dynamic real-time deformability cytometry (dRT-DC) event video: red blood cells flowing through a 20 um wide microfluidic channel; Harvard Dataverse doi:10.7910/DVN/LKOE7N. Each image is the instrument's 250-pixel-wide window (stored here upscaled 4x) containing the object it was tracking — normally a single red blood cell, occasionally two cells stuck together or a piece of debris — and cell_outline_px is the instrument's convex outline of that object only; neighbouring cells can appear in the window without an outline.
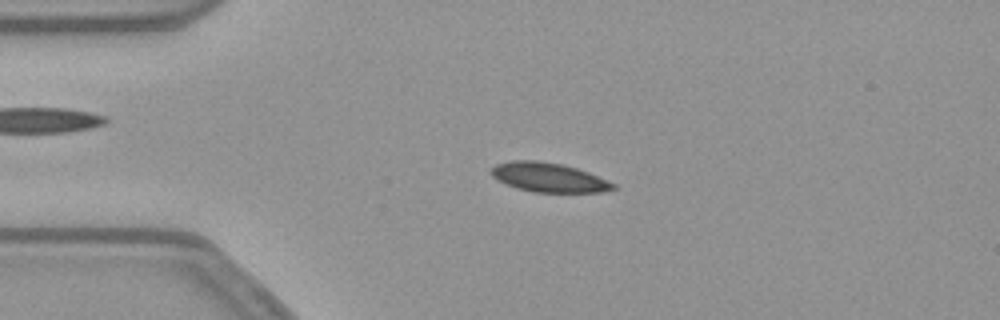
{"species": "common noctule bat (a hibernating species)", "species_latin": "Nyctalus noctula", "temperature_condition": "warm", "stored_images_in_passage": 54, "camera_frame_rate_fps": 3000, "um_per_image_px": 0.085, "animal": {"sex": "female", "body_mass_g": 21.9}, "frame": {"image": 1, "passage_image": 12, "time_ms": 3.667, "image_size_px": [1000, 320], "cell_outline_px": [[616, 188], [600, 192], [532, 192], [516, 188], [496, 180], [488, 172], [496, 164], [512, 160], [536, 160], [560, 164], [576, 168], [588, 172], [616, 184]], "centroid_in_image_um": [46.59, 15.08], "position_along_channel_um": 38.4, "area_um2": 20.81}}
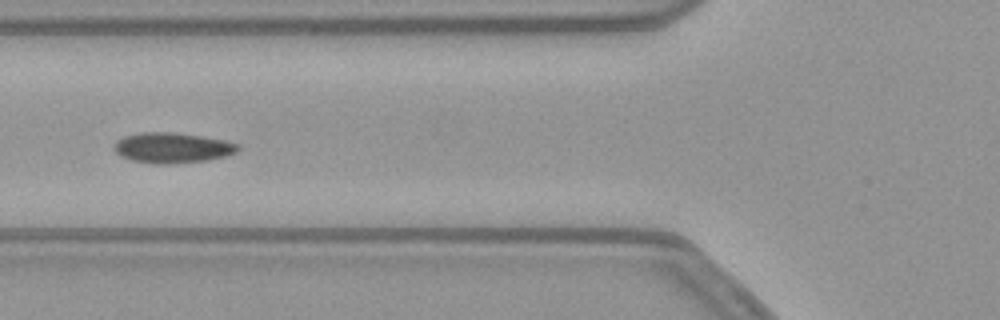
{"frame": {"image": 2, "passage_image": 20, "time_ms": 6.333, "image_size_px": [1000, 320], "cell_outline_px": [[240, 148], [236, 152], [224, 156], [208, 160], [168, 164], [156, 164], [132, 160], [120, 156], [112, 148], [116, 140], [124, 136], [144, 132], [172, 132], [200, 136], [224, 140], [240, 144]], "centroid_in_image_um": [14.62, 12.56], "position_along_channel_um": 111.2, "area_um2": 21.91}}
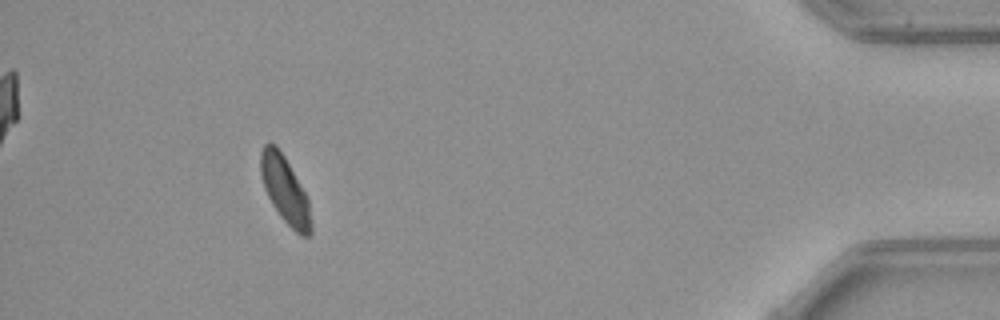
{"frame": {"image": 3, "passage_image": 49, "time_ms": 16.0, "image_size_px": [1000, 320], "cell_outline_px": [[312, 232], [308, 236], [300, 236], [280, 216], [272, 204], [264, 188], [260, 172], [260, 152], [264, 144], [276, 144], [284, 156], [304, 192], [308, 200], [312, 224]], "centroid_in_image_um": [24.21, 16.16], "position_along_channel_um": 411.0, "area_um2": 19.36}}